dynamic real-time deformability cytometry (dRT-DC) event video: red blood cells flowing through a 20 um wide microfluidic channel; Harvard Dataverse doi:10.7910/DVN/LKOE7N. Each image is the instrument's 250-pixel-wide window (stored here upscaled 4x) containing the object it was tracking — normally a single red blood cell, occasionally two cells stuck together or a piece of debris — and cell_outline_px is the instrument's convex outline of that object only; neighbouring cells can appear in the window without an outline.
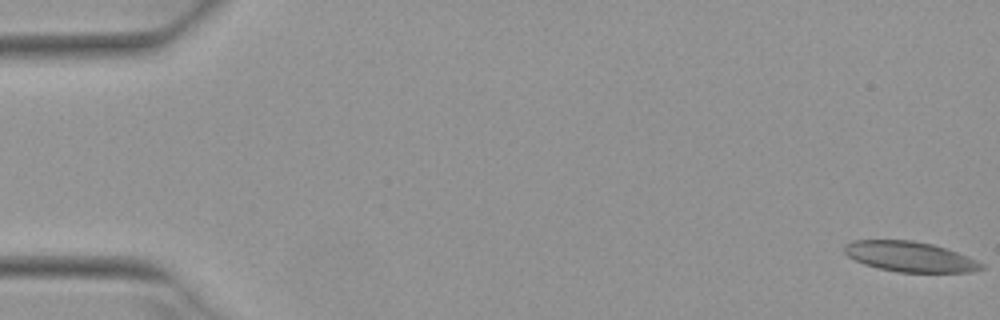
{"species": "Egyptian fruit bat (a non-hibernating species)", "species_latin": "Rousettus aegyptiacus", "temperature_condition": "warm", "stored_images_in_passage": 53, "camera_frame_rate_fps": 3000, "um_per_image_px": 0.085, "animal": {"sex": "female"}, "frame": {"image": 1, "passage_image": 1, "time_ms": 0.0, "image_size_px": [1000, 320], "cell_outline_px": [[984, 268], [972, 272], [896, 272], [864, 264], [848, 256], [844, 252], [844, 244], [852, 240], [912, 240], [932, 244], [968, 256], [984, 264]], "centroid_in_image_um": [77.33, 21.81], "position_along_channel_um": 7.7, "area_um2": 24.04}}
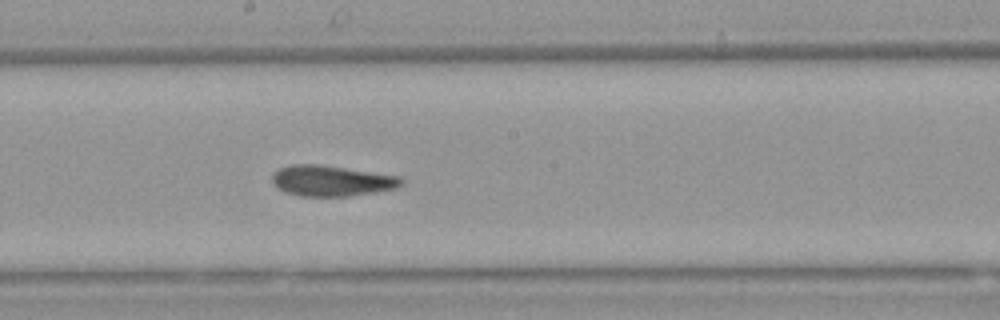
{"frame": {"image": 2, "passage_image": 29, "time_ms": 9.333, "image_size_px": [1000, 320], "cell_outline_px": [[404, 184], [396, 188], [376, 192], [348, 196], [300, 196], [284, 192], [272, 180], [272, 172], [280, 168], [292, 164], [320, 164], [400, 176], [404, 180]], "centroid_in_image_um": [28.2, 15.36], "position_along_channel_um": 220.0, "area_um2": 23.18}}
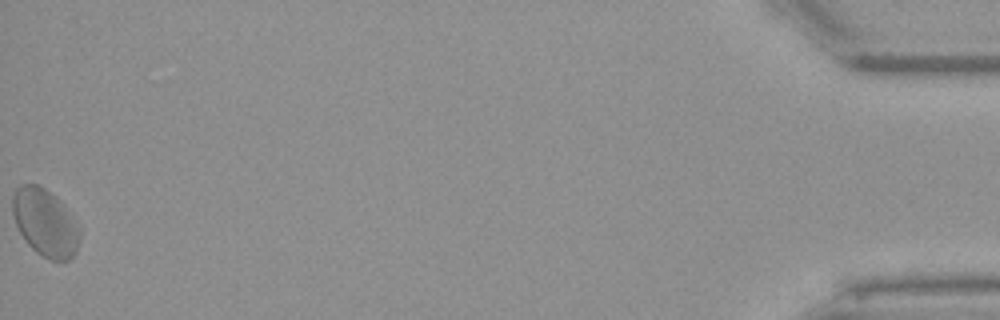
{"frame": {"image": 3, "passage_image": 53, "time_ms": 17.333, "image_size_px": [1000, 320], "cell_outline_px": [[80, 236], [76, 252], [68, 260], [48, 260], [36, 252], [28, 244], [20, 232], [16, 224], [12, 212], [12, 196], [16, 188], [20, 184], [36, 184], [44, 188], [56, 196], [80, 232]], "centroid_in_image_um": [3.79, 18.93], "position_along_channel_um": 431.4, "area_um2": 25.89}, "authors_computed_cell_mechanics": {"area_um2": 23.9292, "velocity_mm_per_s": 3.8969, "shape_relaxation_time_tau1_ms": null, "shape_relaxation_time_tau2_ms": 4.8919, "deformation_change_tau1": null, "deformation_change_tau2": 0.1171}}